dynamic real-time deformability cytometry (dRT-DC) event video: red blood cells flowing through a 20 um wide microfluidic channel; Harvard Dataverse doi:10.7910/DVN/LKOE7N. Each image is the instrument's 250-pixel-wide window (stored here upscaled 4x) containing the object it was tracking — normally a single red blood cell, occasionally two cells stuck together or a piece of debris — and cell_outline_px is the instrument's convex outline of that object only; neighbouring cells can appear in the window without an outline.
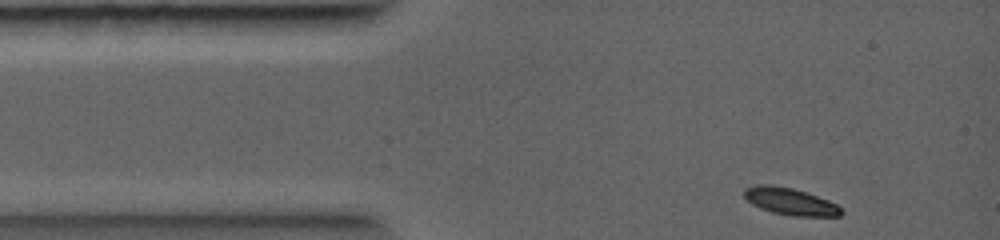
{"species": "common noctule bat (a hibernating species)", "species_latin": "Nyctalus noctula", "temperature_condition": "warm", "stored_images_in_passage": 3, "camera_frame_rate_fps": 5000, "um_per_image_px": 0.085, "animal": {"sex": "female", "body_mass_g": 19.0, "forearm_length_mm": 56.7}, "frame": {"image": 1, "passage_image": 1, "time_ms": 0.0, "image_size_px": [1000, 240], "cell_outline_px": [[844, 212], [840, 216], [792, 216], [772, 212], [760, 208], [752, 204], [744, 196], [744, 188], [756, 184], [772, 184], [792, 188], [828, 200], [836, 204]], "centroid_in_image_um": [67.14, 17.12], "position_along_channel_um": 17.9, "area_um2": 15.26}}